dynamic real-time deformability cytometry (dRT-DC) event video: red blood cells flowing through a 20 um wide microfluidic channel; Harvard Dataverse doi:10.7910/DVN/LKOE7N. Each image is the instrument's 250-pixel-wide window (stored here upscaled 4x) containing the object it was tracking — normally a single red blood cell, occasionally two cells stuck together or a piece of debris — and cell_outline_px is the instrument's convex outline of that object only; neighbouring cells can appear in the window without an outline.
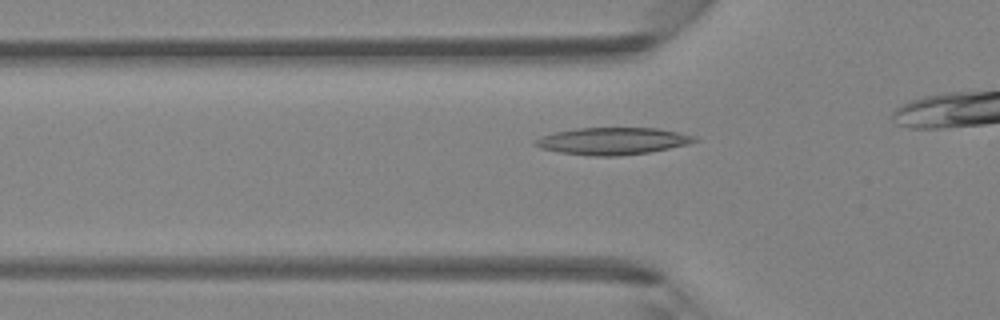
{"species": "Egyptian fruit bat (a non-hibernating species)", "species_latin": "Rousettus aegyptiacus", "temperature_condition": "room temperature", "stored_images_in_passage": 34, "camera_frame_rate_fps": 3000, "um_per_image_px": 0.085, "animal": {"sex": "female"}, "frame": {"image": 1, "passage_image": 11, "time_ms": 3.333, "image_size_px": [1000, 320], "cell_outline_px": [[700, 140], [688, 144], [648, 152], [620, 156], [592, 156], [560, 152], [540, 148], [532, 144], [536, 140], [544, 136], [556, 132], [576, 128], [656, 128], [696, 136]], "centroid_in_image_um": [52.09, 11.99], "position_along_channel_um": 73.7, "area_um2": 24.91}}
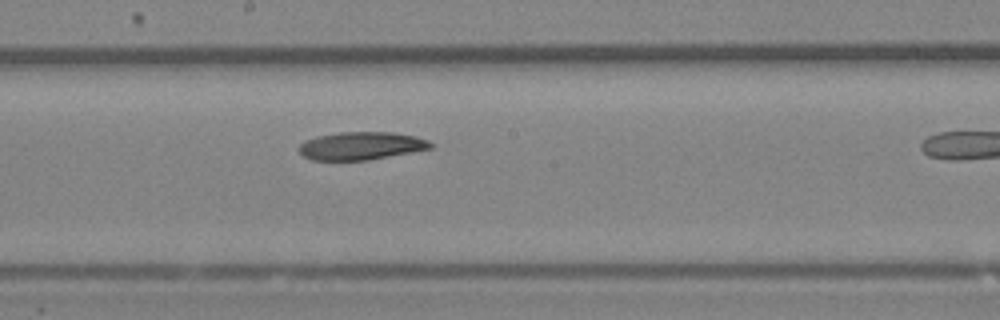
{"frame": {"image": 2, "passage_image": 21, "time_ms": 6.667, "image_size_px": [1000, 320], "cell_outline_px": [[432, 148], [412, 152], [368, 160], [312, 160], [304, 156], [300, 152], [300, 144], [304, 140], [316, 136], [340, 132], [392, 132], [416, 136], [428, 140], [432, 144]], "centroid_in_image_um": [30.7, 12.39], "position_along_channel_um": 217.5, "area_um2": 21.39}}
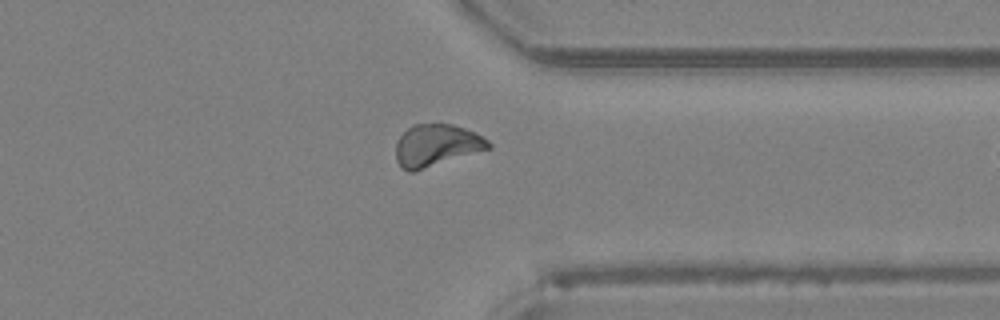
{"frame": {"image": 3, "passage_image": 32, "time_ms": 10.333, "image_size_px": [1000, 320], "cell_outline_px": [[492, 148], [412, 172], [408, 172], [400, 168], [396, 160], [396, 144], [400, 136], [412, 124], [452, 124], [464, 128], [488, 140], [492, 144]], "centroid_in_image_um": [37.08, 12.37], "position_along_channel_um": 374.3, "area_um2": 22.6}}